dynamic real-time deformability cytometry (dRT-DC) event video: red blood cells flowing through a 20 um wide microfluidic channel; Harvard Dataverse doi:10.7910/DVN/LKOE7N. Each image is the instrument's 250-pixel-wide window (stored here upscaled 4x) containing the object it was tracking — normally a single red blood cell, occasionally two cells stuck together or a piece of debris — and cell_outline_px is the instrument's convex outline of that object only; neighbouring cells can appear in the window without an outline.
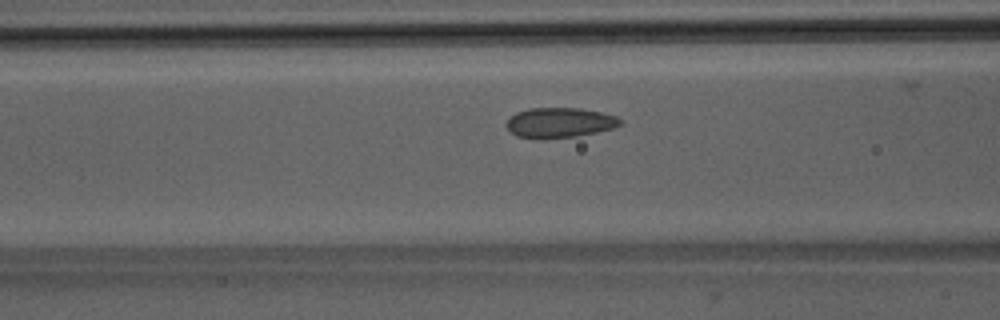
{"species": "Egyptian fruit bat (a non-hibernating species)", "species_latin": "Rousettus aegyptiacus", "temperature_condition": "room temperature", "stored_images_in_passage": 30, "camera_frame_rate_fps": 3000, "um_per_image_px": 0.085, "animal": {"sex": "male"}, "frame": {"image": 1, "passage_image": 13, "time_ms": 4.0, "image_size_px": [1000, 320], "cell_outline_px": [[624, 124], [612, 128], [596, 132], [576, 136], [544, 140], [516, 136], [504, 124], [516, 112], [528, 108], [580, 108], [600, 112], [616, 116], [624, 120]], "centroid_in_image_um": [47.58, 10.43], "position_along_channel_um": 119.0, "area_um2": 20.17}}